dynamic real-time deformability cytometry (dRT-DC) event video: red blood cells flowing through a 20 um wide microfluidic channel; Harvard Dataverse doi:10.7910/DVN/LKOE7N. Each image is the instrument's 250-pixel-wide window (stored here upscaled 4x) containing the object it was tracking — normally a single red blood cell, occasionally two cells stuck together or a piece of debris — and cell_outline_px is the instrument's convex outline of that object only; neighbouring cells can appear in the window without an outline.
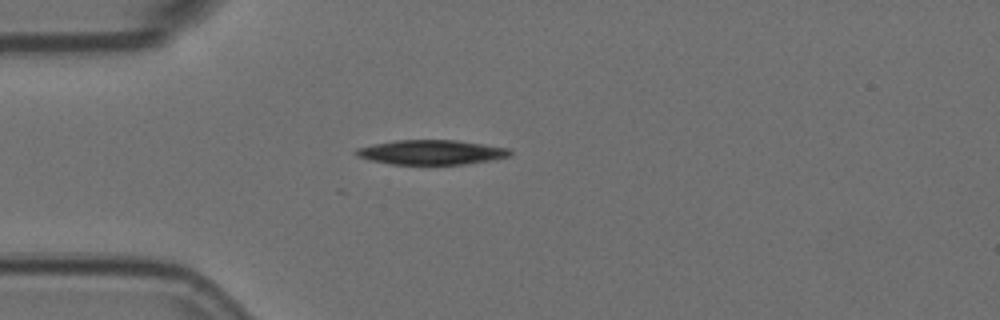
{"species": "Egyptian fruit bat (a non-hibernating species)", "species_latin": "Rousettus aegyptiacus", "temperature_condition": "room temperature", "stored_images_in_passage": 1, "camera_frame_rate_fps": 3000, "um_per_image_px": 0.085, "animal": {"sex": "female"}, "frame": {"image": 1, "passage_image": 1, "time_ms": 0.0, "image_size_px": [1000, 320], "cell_outline_px": [[512, 156], [492, 160], [464, 164], [392, 164], [368, 160], [356, 156], [352, 152], [356, 148], [372, 144], [396, 140], [456, 140], [512, 148]], "centroid_in_image_um": [36.67, 12.94], "position_along_channel_um": 48.3, "area_um2": 22.37}}